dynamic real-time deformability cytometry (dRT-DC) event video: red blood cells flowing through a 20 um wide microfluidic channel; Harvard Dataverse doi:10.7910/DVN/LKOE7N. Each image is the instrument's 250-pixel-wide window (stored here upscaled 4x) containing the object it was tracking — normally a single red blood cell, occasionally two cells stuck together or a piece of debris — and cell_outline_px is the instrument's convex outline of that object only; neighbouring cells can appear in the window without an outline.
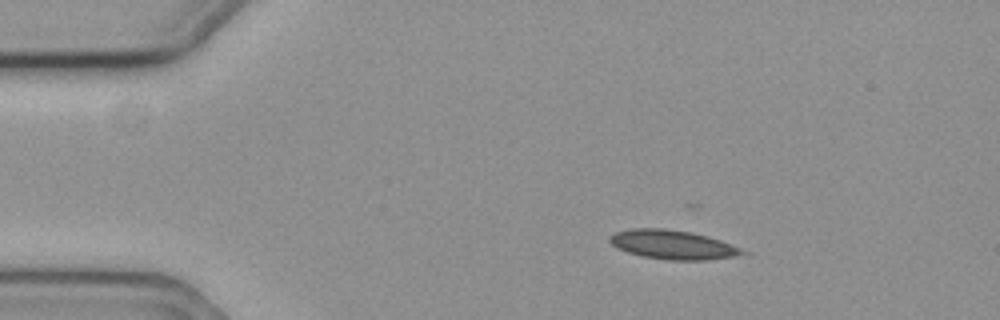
{"species": "common noctule bat (a hibernating species)", "species_latin": "Nyctalus noctula", "temperature_condition": "cold", "stored_images_in_passage": 44, "camera_frame_rate_fps": 3000, "um_per_image_px": 0.085, "animal": {"sex": "female", "body_mass_g": 19.3, "forearm_length_mm": 54.1}, "frame": {"image": 1, "passage_image": 1, "time_ms": 0.0, "image_size_px": [1000, 320], "cell_outline_px": [[752, 252], [736, 256], [708, 260], [668, 260], [640, 256], [616, 248], [608, 240], [608, 236], [616, 232], [632, 228], [664, 228], [692, 232], [708, 236], [720, 240]], "centroid_in_image_um": [57.2, 20.8], "position_along_channel_um": 27.8, "area_um2": 22.77}}
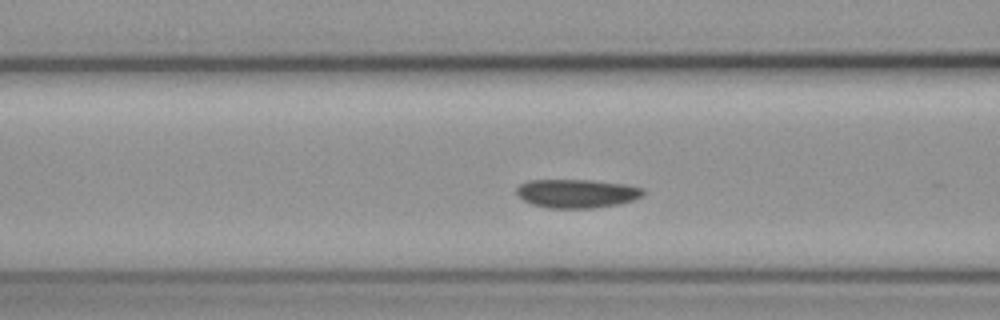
{"frame": {"image": 2, "passage_image": 14, "time_ms": 4.333, "image_size_px": [1000, 320], "cell_outline_px": [[644, 196], [620, 204], [592, 208], [548, 208], [532, 204], [524, 200], [516, 192], [516, 188], [520, 184], [528, 180], [592, 180], [624, 184], [644, 188]], "centroid_in_image_um": [49.05, 16.44], "position_along_channel_um": 117.6, "area_um2": 21.21}}
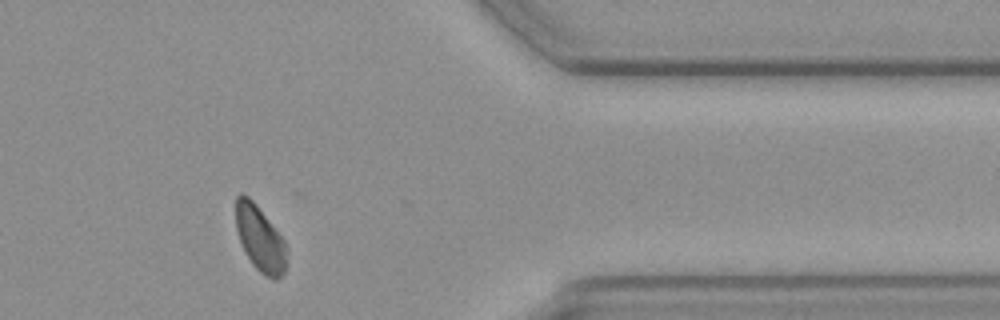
{"frame": {"image": 3, "passage_image": 39, "time_ms": 12.667, "image_size_px": [1000, 320], "cell_outline_px": [[288, 264], [284, 272], [276, 280], [272, 280], [260, 272], [252, 264], [244, 252], [236, 228], [236, 196], [240, 192], [248, 196], [256, 204], [284, 240]], "centroid_in_image_um": [22.1, 20.3], "position_along_channel_um": 389.3, "area_um2": 19.42}, "authors_computed_cell_mechanics": {"area_um2": 21.1259, "velocity_mm_per_s": 3.5476, "shape_relaxation_time_tau1_ms": 7.4228, "shape_relaxation_time_tau2_ms": null, "deformation_change_tau1": 0.0897, "deformation_change_tau2": null}}